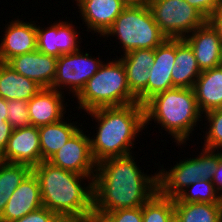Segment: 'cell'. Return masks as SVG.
Listing matches in <instances>:
<instances>
[{
	"mask_svg": "<svg viewBox=\"0 0 222 222\" xmlns=\"http://www.w3.org/2000/svg\"><path fill=\"white\" fill-rule=\"evenodd\" d=\"M198 157V171L201 180H212L216 171L219 160L222 158V153H214L213 150H202ZM213 152V153H212Z\"/></svg>",
	"mask_w": 222,
	"mask_h": 222,
	"instance_id": "31",
	"label": "cell"
},
{
	"mask_svg": "<svg viewBox=\"0 0 222 222\" xmlns=\"http://www.w3.org/2000/svg\"><path fill=\"white\" fill-rule=\"evenodd\" d=\"M7 100L0 97V119H7L8 112H7Z\"/></svg>",
	"mask_w": 222,
	"mask_h": 222,
	"instance_id": "38",
	"label": "cell"
},
{
	"mask_svg": "<svg viewBox=\"0 0 222 222\" xmlns=\"http://www.w3.org/2000/svg\"><path fill=\"white\" fill-rule=\"evenodd\" d=\"M88 28L104 35L127 6L122 0H76Z\"/></svg>",
	"mask_w": 222,
	"mask_h": 222,
	"instance_id": "19",
	"label": "cell"
},
{
	"mask_svg": "<svg viewBox=\"0 0 222 222\" xmlns=\"http://www.w3.org/2000/svg\"><path fill=\"white\" fill-rule=\"evenodd\" d=\"M132 158L129 154L97 164L92 181L93 216L142 207L158 192L157 174H143Z\"/></svg>",
	"mask_w": 222,
	"mask_h": 222,
	"instance_id": "1",
	"label": "cell"
},
{
	"mask_svg": "<svg viewBox=\"0 0 222 222\" xmlns=\"http://www.w3.org/2000/svg\"><path fill=\"white\" fill-rule=\"evenodd\" d=\"M176 57V39L167 38L154 49V62L148 80V100L154 95L173 88L172 68Z\"/></svg>",
	"mask_w": 222,
	"mask_h": 222,
	"instance_id": "15",
	"label": "cell"
},
{
	"mask_svg": "<svg viewBox=\"0 0 222 222\" xmlns=\"http://www.w3.org/2000/svg\"><path fill=\"white\" fill-rule=\"evenodd\" d=\"M174 216V198L163 197L158 192L142 206L143 222H170Z\"/></svg>",
	"mask_w": 222,
	"mask_h": 222,
	"instance_id": "27",
	"label": "cell"
},
{
	"mask_svg": "<svg viewBox=\"0 0 222 222\" xmlns=\"http://www.w3.org/2000/svg\"><path fill=\"white\" fill-rule=\"evenodd\" d=\"M181 222H222V203H174Z\"/></svg>",
	"mask_w": 222,
	"mask_h": 222,
	"instance_id": "25",
	"label": "cell"
},
{
	"mask_svg": "<svg viewBox=\"0 0 222 222\" xmlns=\"http://www.w3.org/2000/svg\"><path fill=\"white\" fill-rule=\"evenodd\" d=\"M211 26L216 30L222 41V5L219 6L207 19Z\"/></svg>",
	"mask_w": 222,
	"mask_h": 222,
	"instance_id": "36",
	"label": "cell"
},
{
	"mask_svg": "<svg viewBox=\"0 0 222 222\" xmlns=\"http://www.w3.org/2000/svg\"><path fill=\"white\" fill-rule=\"evenodd\" d=\"M43 207L37 177L31 172L16 188L8 200L0 222H12Z\"/></svg>",
	"mask_w": 222,
	"mask_h": 222,
	"instance_id": "12",
	"label": "cell"
},
{
	"mask_svg": "<svg viewBox=\"0 0 222 222\" xmlns=\"http://www.w3.org/2000/svg\"><path fill=\"white\" fill-rule=\"evenodd\" d=\"M44 30L37 27V50L59 58L61 55L79 51L78 33L69 23H56ZM77 33V34H76Z\"/></svg>",
	"mask_w": 222,
	"mask_h": 222,
	"instance_id": "16",
	"label": "cell"
},
{
	"mask_svg": "<svg viewBox=\"0 0 222 222\" xmlns=\"http://www.w3.org/2000/svg\"><path fill=\"white\" fill-rule=\"evenodd\" d=\"M220 65L222 66V51H221V64Z\"/></svg>",
	"mask_w": 222,
	"mask_h": 222,
	"instance_id": "42",
	"label": "cell"
},
{
	"mask_svg": "<svg viewBox=\"0 0 222 222\" xmlns=\"http://www.w3.org/2000/svg\"><path fill=\"white\" fill-rule=\"evenodd\" d=\"M196 8L206 19L222 5V0H185Z\"/></svg>",
	"mask_w": 222,
	"mask_h": 222,
	"instance_id": "34",
	"label": "cell"
},
{
	"mask_svg": "<svg viewBox=\"0 0 222 222\" xmlns=\"http://www.w3.org/2000/svg\"><path fill=\"white\" fill-rule=\"evenodd\" d=\"M170 222H181L178 217L175 215Z\"/></svg>",
	"mask_w": 222,
	"mask_h": 222,
	"instance_id": "40",
	"label": "cell"
},
{
	"mask_svg": "<svg viewBox=\"0 0 222 222\" xmlns=\"http://www.w3.org/2000/svg\"><path fill=\"white\" fill-rule=\"evenodd\" d=\"M60 91L42 88L28 101L30 125L42 126L59 122L63 118V103Z\"/></svg>",
	"mask_w": 222,
	"mask_h": 222,
	"instance_id": "20",
	"label": "cell"
},
{
	"mask_svg": "<svg viewBox=\"0 0 222 222\" xmlns=\"http://www.w3.org/2000/svg\"><path fill=\"white\" fill-rule=\"evenodd\" d=\"M42 161H48L79 130L62 120L38 127Z\"/></svg>",
	"mask_w": 222,
	"mask_h": 222,
	"instance_id": "24",
	"label": "cell"
},
{
	"mask_svg": "<svg viewBox=\"0 0 222 222\" xmlns=\"http://www.w3.org/2000/svg\"><path fill=\"white\" fill-rule=\"evenodd\" d=\"M81 109L88 111L102 107H119L137 103L130 92L122 61L102 64L76 96Z\"/></svg>",
	"mask_w": 222,
	"mask_h": 222,
	"instance_id": "5",
	"label": "cell"
},
{
	"mask_svg": "<svg viewBox=\"0 0 222 222\" xmlns=\"http://www.w3.org/2000/svg\"><path fill=\"white\" fill-rule=\"evenodd\" d=\"M201 72L190 45L184 39H176V57L171 71L173 88H193Z\"/></svg>",
	"mask_w": 222,
	"mask_h": 222,
	"instance_id": "22",
	"label": "cell"
},
{
	"mask_svg": "<svg viewBox=\"0 0 222 222\" xmlns=\"http://www.w3.org/2000/svg\"><path fill=\"white\" fill-rule=\"evenodd\" d=\"M31 172L27 165L0 161V215L13 192Z\"/></svg>",
	"mask_w": 222,
	"mask_h": 222,
	"instance_id": "26",
	"label": "cell"
},
{
	"mask_svg": "<svg viewBox=\"0 0 222 222\" xmlns=\"http://www.w3.org/2000/svg\"><path fill=\"white\" fill-rule=\"evenodd\" d=\"M0 44V62L7 63L15 56L37 50V27L32 23L13 21Z\"/></svg>",
	"mask_w": 222,
	"mask_h": 222,
	"instance_id": "17",
	"label": "cell"
},
{
	"mask_svg": "<svg viewBox=\"0 0 222 222\" xmlns=\"http://www.w3.org/2000/svg\"><path fill=\"white\" fill-rule=\"evenodd\" d=\"M122 61L130 92L144 105L148 101V80L154 62V49H136L124 54Z\"/></svg>",
	"mask_w": 222,
	"mask_h": 222,
	"instance_id": "11",
	"label": "cell"
},
{
	"mask_svg": "<svg viewBox=\"0 0 222 222\" xmlns=\"http://www.w3.org/2000/svg\"><path fill=\"white\" fill-rule=\"evenodd\" d=\"M154 21L169 39H184L207 19L185 0H149Z\"/></svg>",
	"mask_w": 222,
	"mask_h": 222,
	"instance_id": "7",
	"label": "cell"
},
{
	"mask_svg": "<svg viewBox=\"0 0 222 222\" xmlns=\"http://www.w3.org/2000/svg\"><path fill=\"white\" fill-rule=\"evenodd\" d=\"M42 87L35 81L17 73L10 65L0 62V97L5 100L29 101Z\"/></svg>",
	"mask_w": 222,
	"mask_h": 222,
	"instance_id": "23",
	"label": "cell"
},
{
	"mask_svg": "<svg viewBox=\"0 0 222 222\" xmlns=\"http://www.w3.org/2000/svg\"><path fill=\"white\" fill-rule=\"evenodd\" d=\"M201 180L198 171V157L190 158L176 165L169 170L157 174L158 193L167 198H175L184 190L190 188L191 184Z\"/></svg>",
	"mask_w": 222,
	"mask_h": 222,
	"instance_id": "18",
	"label": "cell"
},
{
	"mask_svg": "<svg viewBox=\"0 0 222 222\" xmlns=\"http://www.w3.org/2000/svg\"><path fill=\"white\" fill-rule=\"evenodd\" d=\"M193 89L200 112L222 108V66L203 70Z\"/></svg>",
	"mask_w": 222,
	"mask_h": 222,
	"instance_id": "21",
	"label": "cell"
},
{
	"mask_svg": "<svg viewBox=\"0 0 222 222\" xmlns=\"http://www.w3.org/2000/svg\"><path fill=\"white\" fill-rule=\"evenodd\" d=\"M52 165L94 179L97 163L91 152L90 138L80 129L49 160ZM91 175L93 177H91Z\"/></svg>",
	"mask_w": 222,
	"mask_h": 222,
	"instance_id": "9",
	"label": "cell"
},
{
	"mask_svg": "<svg viewBox=\"0 0 222 222\" xmlns=\"http://www.w3.org/2000/svg\"><path fill=\"white\" fill-rule=\"evenodd\" d=\"M211 181L214 184V187L217 185V187H215L217 193L218 191L222 190V158L219 160L216 171Z\"/></svg>",
	"mask_w": 222,
	"mask_h": 222,
	"instance_id": "37",
	"label": "cell"
},
{
	"mask_svg": "<svg viewBox=\"0 0 222 222\" xmlns=\"http://www.w3.org/2000/svg\"><path fill=\"white\" fill-rule=\"evenodd\" d=\"M122 1L128 6V5L147 4L149 0H122Z\"/></svg>",
	"mask_w": 222,
	"mask_h": 222,
	"instance_id": "39",
	"label": "cell"
},
{
	"mask_svg": "<svg viewBox=\"0 0 222 222\" xmlns=\"http://www.w3.org/2000/svg\"><path fill=\"white\" fill-rule=\"evenodd\" d=\"M190 187L191 193L184 189L174 198V203H222V194H217L211 180H198Z\"/></svg>",
	"mask_w": 222,
	"mask_h": 222,
	"instance_id": "28",
	"label": "cell"
},
{
	"mask_svg": "<svg viewBox=\"0 0 222 222\" xmlns=\"http://www.w3.org/2000/svg\"><path fill=\"white\" fill-rule=\"evenodd\" d=\"M7 121L13 129H21L30 126L28 101L14 99L7 101Z\"/></svg>",
	"mask_w": 222,
	"mask_h": 222,
	"instance_id": "30",
	"label": "cell"
},
{
	"mask_svg": "<svg viewBox=\"0 0 222 222\" xmlns=\"http://www.w3.org/2000/svg\"><path fill=\"white\" fill-rule=\"evenodd\" d=\"M98 222H143L142 207L118 209L106 215L93 216Z\"/></svg>",
	"mask_w": 222,
	"mask_h": 222,
	"instance_id": "32",
	"label": "cell"
},
{
	"mask_svg": "<svg viewBox=\"0 0 222 222\" xmlns=\"http://www.w3.org/2000/svg\"><path fill=\"white\" fill-rule=\"evenodd\" d=\"M57 59V57L35 50L15 56L7 64L42 88H50L56 77Z\"/></svg>",
	"mask_w": 222,
	"mask_h": 222,
	"instance_id": "13",
	"label": "cell"
},
{
	"mask_svg": "<svg viewBox=\"0 0 222 222\" xmlns=\"http://www.w3.org/2000/svg\"><path fill=\"white\" fill-rule=\"evenodd\" d=\"M0 161L24 164L31 168L42 162L39 130L36 126L13 129Z\"/></svg>",
	"mask_w": 222,
	"mask_h": 222,
	"instance_id": "10",
	"label": "cell"
},
{
	"mask_svg": "<svg viewBox=\"0 0 222 222\" xmlns=\"http://www.w3.org/2000/svg\"><path fill=\"white\" fill-rule=\"evenodd\" d=\"M104 35H118L124 54L136 49H155L167 39L147 4L126 6Z\"/></svg>",
	"mask_w": 222,
	"mask_h": 222,
	"instance_id": "6",
	"label": "cell"
},
{
	"mask_svg": "<svg viewBox=\"0 0 222 222\" xmlns=\"http://www.w3.org/2000/svg\"><path fill=\"white\" fill-rule=\"evenodd\" d=\"M85 222H98V221H97V220H95V219H92V220L85 221Z\"/></svg>",
	"mask_w": 222,
	"mask_h": 222,
	"instance_id": "41",
	"label": "cell"
},
{
	"mask_svg": "<svg viewBox=\"0 0 222 222\" xmlns=\"http://www.w3.org/2000/svg\"><path fill=\"white\" fill-rule=\"evenodd\" d=\"M201 114L193 88L174 87L154 95L144 104L145 126L150 119L158 121L178 144L189 137Z\"/></svg>",
	"mask_w": 222,
	"mask_h": 222,
	"instance_id": "4",
	"label": "cell"
},
{
	"mask_svg": "<svg viewBox=\"0 0 222 222\" xmlns=\"http://www.w3.org/2000/svg\"><path fill=\"white\" fill-rule=\"evenodd\" d=\"M12 222H64V221L53 211L47 209L46 207H41L38 210L27 214L21 219Z\"/></svg>",
	"mask_w": 222,
	"mask_h": 222,
	"instance_id": "33",
	"label": "cell"
},
{
	"mask_svg": "<svg viewBox=\"0 0 222 222\" xmlns=\"http://www.w3.org/2000/svg\"><path fill=\"white\" fill-rule=\"evenodd\" d=\"M205 114L210 123V129L207 132L204 148L215 152L217 148H222V108L210 110Z\"/></svg>",
	"mask_w": 222,
	"mask_h": 222,
	"instance_id": "29",
	"label": "cell"
},
{
	"mask_svg": "<svg viewBox=\"0 0 222 222\" xmlns=\"http://www.w3.org/2000/svg\"><path fill=\"white\" fill-rule=\"evenodd\" d=\"M77 51L61 55L57 59L56 77L50 88L59 90L64 85L71 87L77 96L86 85V82L99 70L100 60H93L88 53L85 55Z\"/></svg>",
	"mask_w": 222,
	"mask_h": 222,
	"instance_id": "8",
	"label": "cell"
},
{
	"mask_svg": "<svg viewBox=\"0 0 222 222\" xmlns=\"http://www.w3.org/2000/svg\"><path fill=\"white\" fill-rule=\"evenodd\" d=\"M13 128L7 119H0V155L5 150Z\"/></svg>",
	"mask_w": 222,
	"mask_h": 222,
	"instance_id": "35",
	"label": "cell"
},
{
	"mask_svg": "<svg viewBox=\"0 0 222 222\" xmlns=\"http://www.w3.org/2000/svg\"><path fill=\"white\" fill-rule=\"evenodd\" d=\"M184 40L193 49L201 71L212 69L221 64L222 41L216 30L206 21Z\"/></svg>",
	"mask_w": 222,
	"mask_h": 222,
	"instance_id": "14",
	"label": "cell"
},
{
	"mask_svg": "<svg viewBox=\"0 0 222 222\" xmlns=\"http://www.w3.org/2000/svg\"><path fill=\"white\" fill-rule=\"evenodd\" d=\"M32 172L39 182L43 207L66 222L93 219V182L86 188L79 184L89 176L64 170L48 161H42Z\"/></svg>",
	"mask_w": 222,
	"mask_h": 222,
	"instance_id": "2",
	"label": "cell"
},
{
	"mask_svg": "<svg viewBox=\"0 0 222 222\" xmlns=\"http://www.w3.org/2000/svg\"><path fill=\"white\" fill-rule=\"evenodd\" d=\"M98 122L96 138L90 139L96 163L129 155L135 136L145 126L144 105L133 103L119 107H102L88 111Z\"/></svg>",
	"mask_w": 222,
	"mask_h": 222,
	"instance_id": "3",
	"label": "cell"
}]
</instances>
